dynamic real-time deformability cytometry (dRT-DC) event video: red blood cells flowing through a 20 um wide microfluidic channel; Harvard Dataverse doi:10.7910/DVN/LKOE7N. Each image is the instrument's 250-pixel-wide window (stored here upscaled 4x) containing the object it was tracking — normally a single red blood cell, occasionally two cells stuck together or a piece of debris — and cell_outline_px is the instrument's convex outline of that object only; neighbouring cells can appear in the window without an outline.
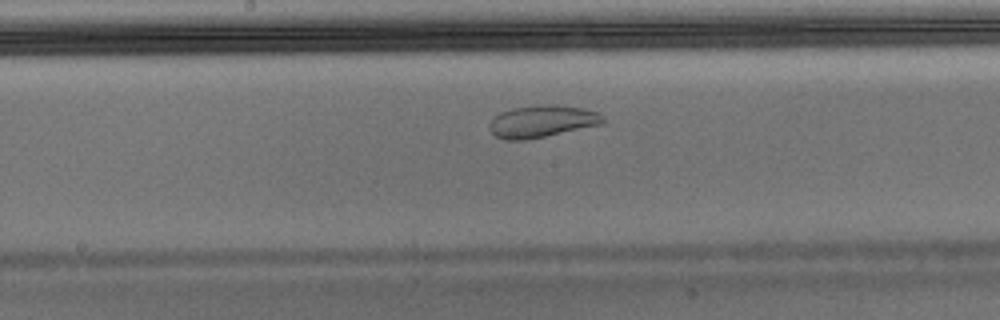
{"species": "Egyptian fruit bat (a non-hibernating species)", "species_latin": "Rousettus aegyptiacus", "temperature_condition": "warm", "stored_images_in_passage": 32, "camera_frame_rate_fps": 3000, "um_per_image_px": 0.085, "animal": {"sex": "male"}, "frame": {"image": 1, "passage_image": 10, "time_ms": 3.0, "image_size_px": [1000, 320], "cell_outline_px": [[604, 124], [524, 140], [504, 140], [496, 136], [488, 128], [492, 120], [500, 112], [512, 108], [540, 104], [556, 104], [584, 108], [596, 112], [604, 116]], "centroid_in_image_um": [46.08, 10.3], "position_along_channel_um": 202.1, "area_um2": 21.27}}